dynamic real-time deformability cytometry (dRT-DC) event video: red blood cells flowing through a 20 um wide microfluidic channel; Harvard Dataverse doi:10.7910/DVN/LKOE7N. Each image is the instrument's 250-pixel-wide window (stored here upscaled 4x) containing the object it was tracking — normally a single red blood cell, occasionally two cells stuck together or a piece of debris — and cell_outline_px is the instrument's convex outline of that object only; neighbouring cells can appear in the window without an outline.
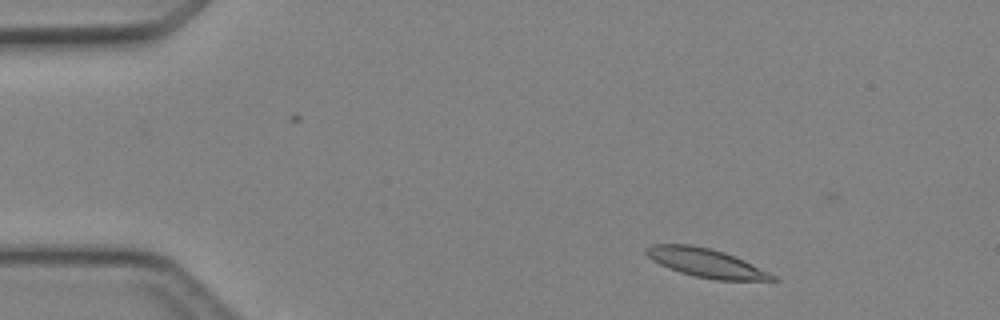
{"species": "Egyptian fruit bat (a non-hibernating species)", "species_latin": "Rousettus aegyptiacus", "temperature_condition": "cold", "stored_images_in_passage": 5, "segment_of_instrument_passage": [2, 2], "camera_frame_rate_fps": 3000, "um_per_image_px": 0.085, "animal": {"sex": "female"}, "frame": {"image": 1, "passage_image": 5, "time_ms": 4.667, "image_size_px": [1000, 320], "cell_outline_px": [[780, 280], [716, 280], [692, 276], [668, 268], [652, 260], [644, 252], [644, 248], [652, 244], [692, 244], [724, 252], [744, 260], [776, 276]], "centroid_in_image_um": [59.97, 22.34], "position_along_channel_um": 25.0, "area_um2": 21.1}}